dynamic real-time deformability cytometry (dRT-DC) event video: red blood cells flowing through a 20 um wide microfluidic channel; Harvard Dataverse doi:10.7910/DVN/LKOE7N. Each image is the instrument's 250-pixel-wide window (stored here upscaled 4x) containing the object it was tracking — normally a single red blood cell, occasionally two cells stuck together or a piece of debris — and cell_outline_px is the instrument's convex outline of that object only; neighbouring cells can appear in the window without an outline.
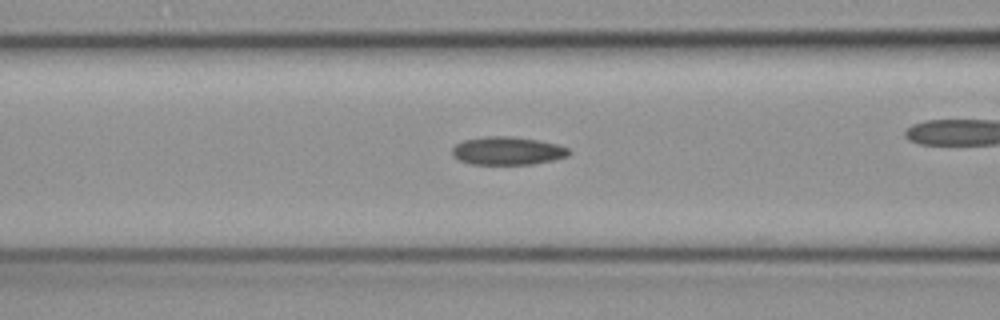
{"species": "common noctule bat (a hibernating species)", "species_latin": "Nyctalus noctula", "temperature_condition": "cold", "stored_images_in_passage": 27, "camera_frame_rate_fps": 3000, "um_per_image_px": 0.085, "animal": {"sex": "female", "body_mass_g": 19.3, "forearm_length_mm": 54.1}, "frame": {"image": 1, "passage_image": 5, "time_ms": 1.333, "image_size_px": [1000, 320], "cell_outline_px": [[572, 152], [568, 156], [552, 160], [532, 164], [472, 164], [460, 160], [452, 156], [452, 148], [456, 144], [464, 140], [488, 136], [512, 136], [536, 140], [556, 144], [568, 148]], "centroid_in_image_um": [43.13, 12.82], "position_along_channel_um": 123.5, "area_um2": 19.02}}
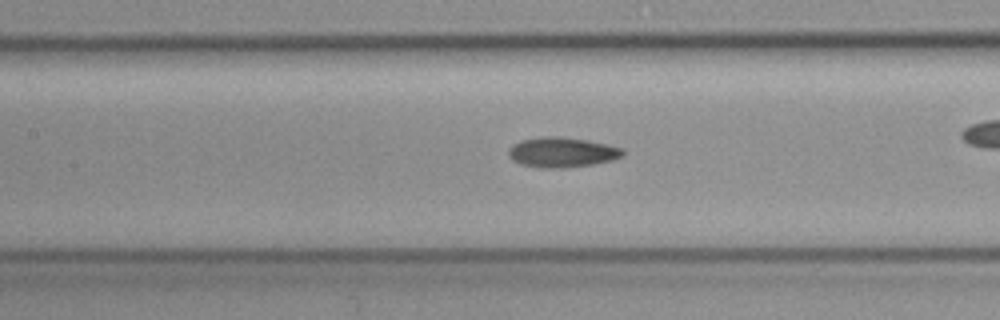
{"frame": {"image": 2, "passage_image": 8, "time_ms": 2.333, "image_size_px": [1000, 320], "cell_outline_px": [[624, 156], [612, 160], [592, 164], [568, 168], [540, 168], [520, 164], [512, 160], [508, 156], [508, 148], [512, 144], [520, 140], [544, 136], [560, 136], [588, 140], [608, 144], [624, 148]], "centroid_in_image_um": [47.76, 12.94], "position_along_channel_um": 159.6, "area_um2": 20.4}}